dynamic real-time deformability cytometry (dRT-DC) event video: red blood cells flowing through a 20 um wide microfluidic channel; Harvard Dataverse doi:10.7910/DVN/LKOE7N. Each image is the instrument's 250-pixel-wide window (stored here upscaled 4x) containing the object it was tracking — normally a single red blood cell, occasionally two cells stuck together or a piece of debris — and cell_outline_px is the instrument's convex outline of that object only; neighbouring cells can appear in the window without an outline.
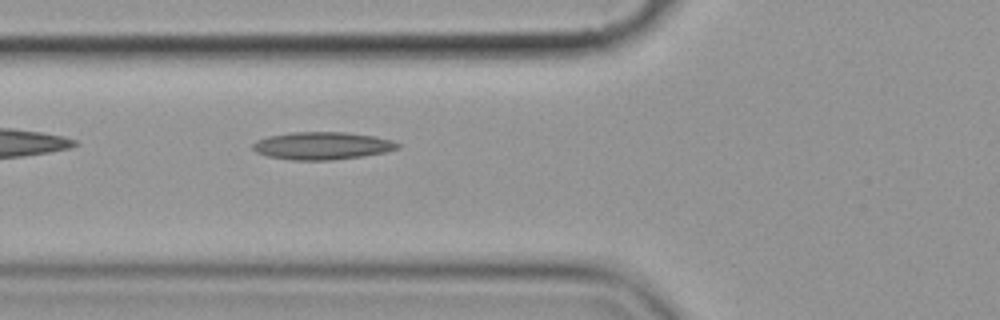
{"species": "common noctule bat (a hibernating species)", "species_latin": "Nyctalus noctula", "temperature_condition": "cold", "stored_images_in_passage": 2, "camera_frame_rate_fps": 3000, "um_per_image_px": 0.085, "animal": {"sex": "female", "body_mass_g": 19.9}, "frame": {"image": 1, "passage_image": 2, "time_ms": 1.333, "image_size_px": [1000, 320], "cell_outline_px": [[400, 148], [384, 152], [364, 156], [332, 160], [292, 160], [268, 156], [256, 152], [252, 148], [252, 144], [256, 140], [268, 136], [288, 132], [344, 132], [376, 136], [392, 140], [400, 144]], "centroid_in_image_um": [27.38, 12.38], "position_along_channel_um": 98.4, "area_um2": 23.47}}